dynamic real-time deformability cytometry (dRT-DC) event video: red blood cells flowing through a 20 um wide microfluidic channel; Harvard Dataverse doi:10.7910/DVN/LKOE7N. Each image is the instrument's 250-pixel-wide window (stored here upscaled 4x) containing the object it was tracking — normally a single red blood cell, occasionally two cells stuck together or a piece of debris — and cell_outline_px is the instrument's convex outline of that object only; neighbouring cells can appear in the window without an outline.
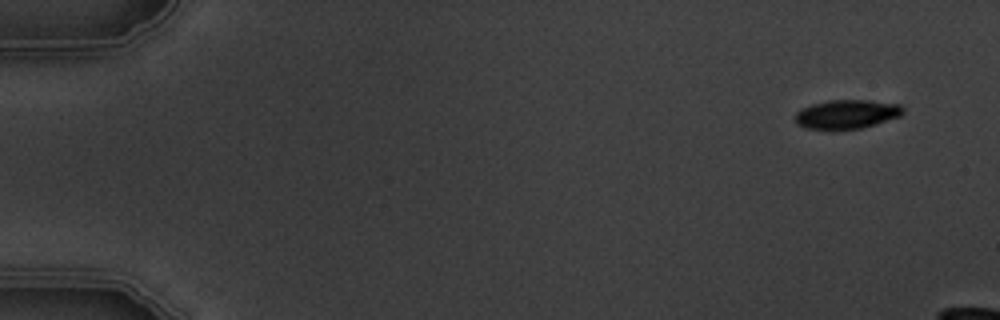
{"species": "common noctule bat (a hibernating species)", "species_latin": "Nyctalus noctula", "temperature_condition": "warm", "stored_images_in_passage": 4, "camera_frame_rate_fps": 3000, "um_per_image_px": 0.085, "animal": {"sex": "male", "body_mass_g": 19.5, "forearm_length_mm": 54.6}, "frame": {"image": 1, "passage_image": 1, "time_ms": 0.0, "image_size_px": [1000, 320], "cell_outline_px": [[904, 112], [900, 116], [876, 124], [860, 128], [836, 132], [828, 132], [804, 128], [796, 124], [796, 112], [800, 108], [812, 104], [828, 100], [868, 100], [900, 104], [904, 108]], "centroid_in_image_um": [71.92, 9.75], "position_along_channel_um": 13.1, "area_um2": 18.96}}